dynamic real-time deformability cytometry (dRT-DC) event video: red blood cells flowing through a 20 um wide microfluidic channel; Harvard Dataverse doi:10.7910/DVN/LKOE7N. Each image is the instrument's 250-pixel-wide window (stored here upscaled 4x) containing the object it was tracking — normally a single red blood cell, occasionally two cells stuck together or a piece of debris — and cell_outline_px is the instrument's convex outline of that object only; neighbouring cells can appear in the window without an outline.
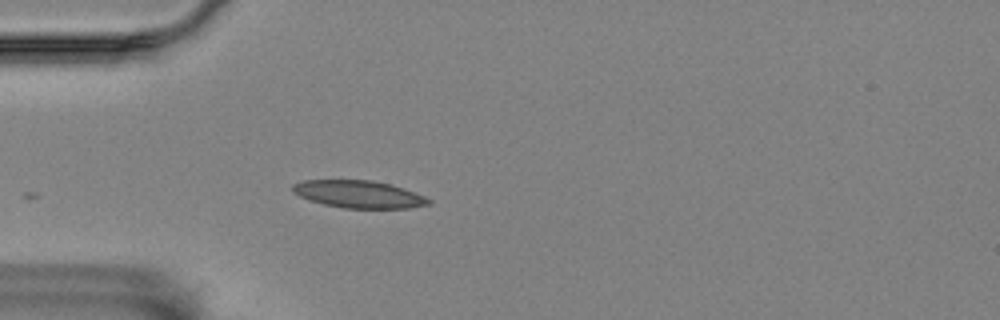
{"species": "Egyptian fruit bat (a non-hibernating species)", "species_latin": "Rousettus aegyptiacus", "temperature_condition": "room temperature", "stored_images_in_passage": 3, "camera_frame_rate_fps": 3000, "um_per_image_px": 0.085, "animal": {"sex": "female"}, "frame": {"image": 1, "passage_image": 3, "time_ms": 0.667, "image_size_px": [1000, 320], "cell_outline_px": [[432, 204], [408, 208], [344, 208], [324, 204], [308, 200], [292, 192], [292, 184], [300, 180], [372, 180], [404, 188], [424, 196], [432, 200]], "centroid_in_image_um": [30.48, 16.51], "position_along_channel_um": 54.5, "area_um2": 21.79}}